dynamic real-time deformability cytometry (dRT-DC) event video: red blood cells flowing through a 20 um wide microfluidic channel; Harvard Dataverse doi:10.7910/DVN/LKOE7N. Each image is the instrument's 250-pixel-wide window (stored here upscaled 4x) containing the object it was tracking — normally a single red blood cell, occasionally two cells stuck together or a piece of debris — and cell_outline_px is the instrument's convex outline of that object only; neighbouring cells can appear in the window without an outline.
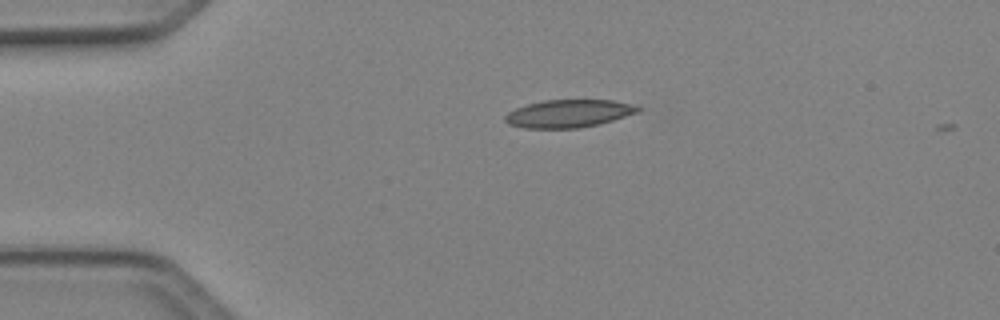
{"species": "Egyptian fruit bat (a non-hibernating species)", "species_latin": "Rousettus aegyptiacus", "temperature_condition": "cold", "stored_images_in_passage": 3, "camera_frame_rate_fps": 3000, "um_per_image_px": 0.085, "animal": {"sex": "female"}, "frame": {"image": 1, "passage_image": 1, "time_ms": 0.0, "image_size_px": [1000, 320], "cell_outline_px": [[644, 108], [640, 112], [600, 124], [580, 128], [524, 128], [508, 124], [504, 120], [504, 116], [508, 112], [516, 108], [528, 104], [544, 100], [612, 100]], "centroid_in_image_um": [48.34, 9.66], "position_along_channel_um": 36.7, "area_um2": 21.56}}